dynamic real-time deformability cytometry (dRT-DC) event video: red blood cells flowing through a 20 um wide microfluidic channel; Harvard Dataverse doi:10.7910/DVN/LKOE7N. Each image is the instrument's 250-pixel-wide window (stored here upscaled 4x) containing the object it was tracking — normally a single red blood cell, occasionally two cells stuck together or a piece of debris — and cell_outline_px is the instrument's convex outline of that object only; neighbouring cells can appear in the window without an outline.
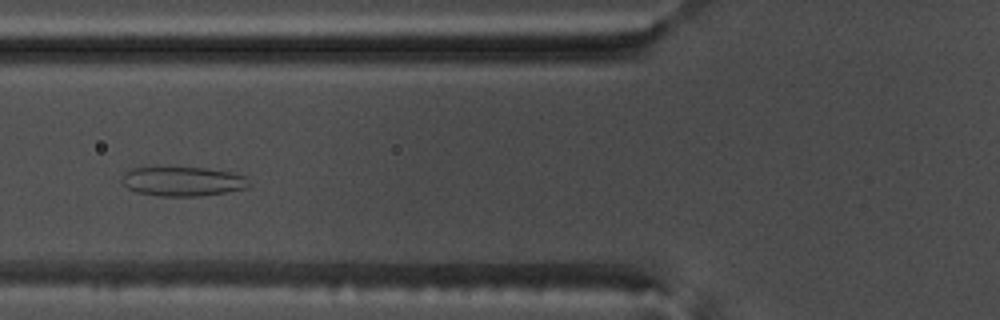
{"species": "common noctule bat (a hibernating species)", "species_latin": "Nyctalus noctula", "temperature_condition": "warm", "stored_images_in_passage": 37, "camera_frame_rate_fps": 3000, "um_per_image_px": 0.085, "animal": {"sex": "male", "body_mass_g": 17.5, "forearm_length_mm": 52.3}, "frame": {"image": 1, "passage_image": 11, "time_ms": 3.333, "image_size_px": [1000, 320], "cell_outline_px": [[252, 184], [248, 188], [200, 196], [156, 196], [136, 192], [128, 188], [120, 180], [120, 176], [124, 172], [132, 168], [204, 168], [232, 172], [248, 176]], "centroid_in_image_um": [15.56, 15.42], "position_along_channel_um": 110.2, "area_um2": 21.96}, "authors_computed_cell_mechanics": {"area_um2": 24.6228, "velocity_mm_per_s": 3.7356, "shape_relaxation_time_tau1_ms": null, "shape_relaxation_time_tau2_ms": 1.2965, "deformation_change_tau1": null, "deformation_change_tau2": 0.0735}}